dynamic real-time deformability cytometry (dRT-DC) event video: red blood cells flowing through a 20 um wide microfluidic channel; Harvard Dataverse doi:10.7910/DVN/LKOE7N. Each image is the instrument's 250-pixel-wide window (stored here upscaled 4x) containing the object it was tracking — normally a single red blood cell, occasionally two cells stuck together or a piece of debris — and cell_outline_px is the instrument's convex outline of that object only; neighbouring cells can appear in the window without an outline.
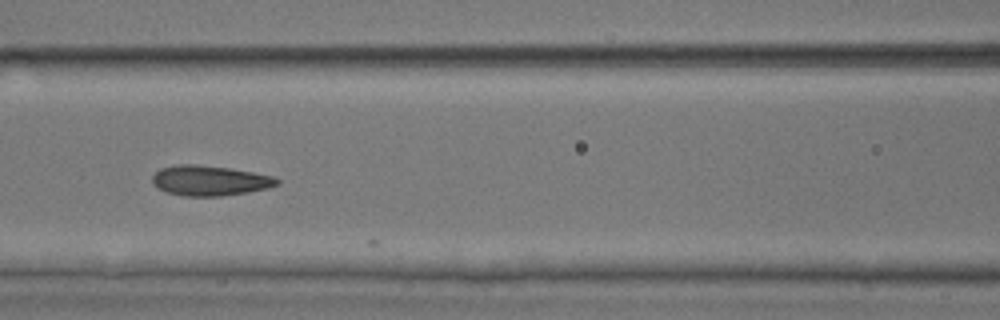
{"species": "common noctule bat (a hibernating species)", "species_latin": "Nyctalus noctula", "temperature_condition": "room temperature", "stored_images_in_passage": 8, "camera_frame_rate_fps": 3000, "um_per_image_px": 0.085, "animal": {"sex": "male", "body_mass_g": 17.9, "forearm_length_mm": 54.2}, "frame": {"image": 1, "passage_image": 6, "time_ms": 5.667, "image_size_px": [1000, 320], "cell_outline_px": [[280, 184], [268, 188], [220, 196], [184, 196], [164, 192], [152, 184], [152, 176], [160, 168], [176, 164], [196, 164], [232, 168], [272, 176], [280, 180]], "centroid_in_image_um": [17.79, 15.34], "position_along_channel_um": 148.8, "area_um2": 22.02}}